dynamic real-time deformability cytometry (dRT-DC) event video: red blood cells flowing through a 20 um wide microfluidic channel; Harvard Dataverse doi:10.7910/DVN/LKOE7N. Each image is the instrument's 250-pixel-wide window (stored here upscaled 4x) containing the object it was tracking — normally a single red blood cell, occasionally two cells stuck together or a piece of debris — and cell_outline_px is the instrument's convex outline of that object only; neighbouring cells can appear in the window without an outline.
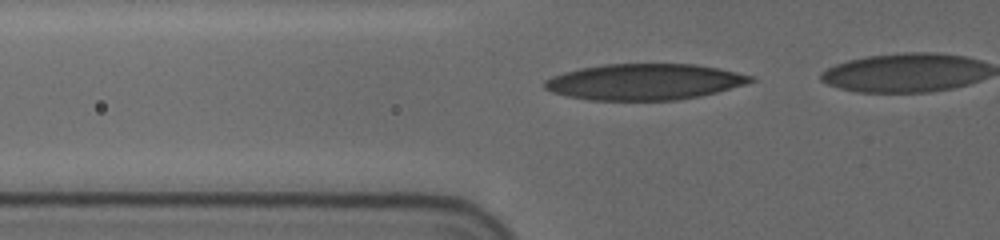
{"species": "human", "species_latin": "Homo sapiens", "temperature_condition": "cold", "stored_images_in_passage": 6, "camera_frame_rate_fps": 3000, "um_per_image_px": 0.085, "donor": {"sex": "female"}, "frame": {"image": 1, "passage_image": 2, "time_ms": 0.333, "image_size_px": [1000, 240], "cell_outline_px": [[756, 80], [744, 84], [716, 92], [700, 96], [676, 100], [588, 100], [568, 96], [552, 92], [544, 88], [544, 80], [552, 76], [564, 72], [580, 68], [604, 64], [696, 64], [720, 68], [756, 76]], "centroid_in_image_um": [54.78, 6.95], "position_along_channel_um": 71.0, "area_um2": 43.41}}
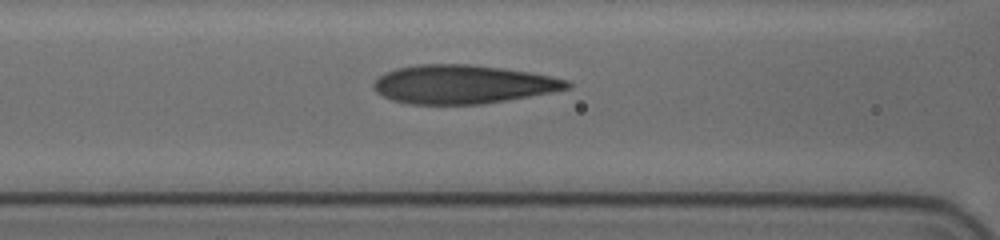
{"frame": {"image": 2, "passage_image": 5, "time_ms": 1.333, "image_size_px": [1000, 240], "cell_outline_px": [[572, 84], [568, 88], [552, 92], [480, 104], [408, 104], [392, 100], [376, 92], [372, 88], [372, 84], [384, 72], [396, 68], [416, 64], [468, 64], [500, 68], [528, 72], [568, 80]], "centroid_in_image_um": [39.27, 7.16], "position_along_channel_um": 127.3, "area_um2": 43.29}}